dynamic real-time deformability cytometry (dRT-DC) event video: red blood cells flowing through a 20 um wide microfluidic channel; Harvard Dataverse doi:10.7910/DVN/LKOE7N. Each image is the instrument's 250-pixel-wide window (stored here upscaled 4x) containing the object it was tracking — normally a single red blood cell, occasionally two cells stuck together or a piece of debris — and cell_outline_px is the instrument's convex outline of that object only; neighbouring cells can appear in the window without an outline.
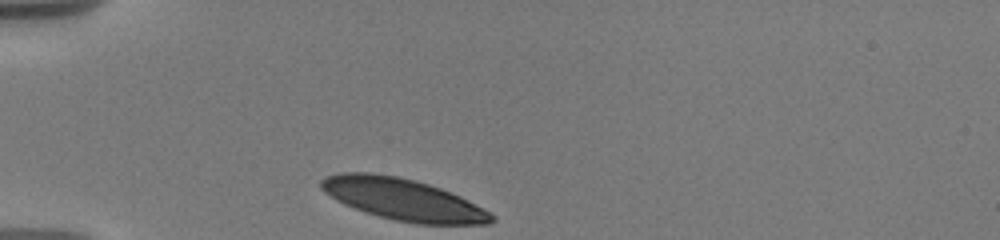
{"species": "human", "species_latin": "Homo sapiens", "temperature_condition": "warm", "stored_images_in_passage": 15, "camera_frame_rate_fps": 3000, "um_per_image_px": 0.085, "donor": {"sex": "male"}, "frame": {"image": 1, "passage_image": 1, "time_ms": 0.0, "image_size_px": [1000, 240], "cell_outline_px": [[496, 220], [488, 224], [416, 224], [396, 220], [380, 216], [344, 204], [336, 200], [324, 192], [320, 188], [320, 180], [324, 176], [340, 172], [372, 172], [396, 176], [416, 180], [440, 188], [460, 196], [484, 208], [496, 216]], "centroid_in_image_um": [34.26, 16.94], "position_along_channel_um": 50.7, "area_um2": 41.44}}
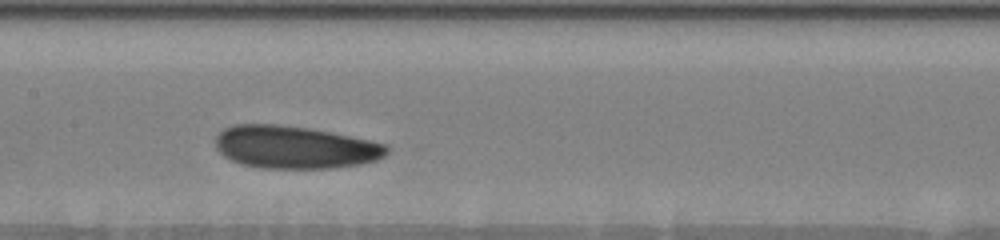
{"frame": {"image": 2, "passage_image": 9, "time_ms": 4.333, "image_size_px": [1000, 240], "cell_outline_px": [[388, 152], [384, 156], [376, 160], [360, 164], [332, 168], [260, 168], [244, 164], [232, 160], [224, 156], [216, 148], [216, 136], [224, 128], [232, 124], [276, 124], [308, 128], [332, 132], [372, 140], [388, 144]], "centroid_in_image_um": [25.08, 12.5], "position_along_channel_um": 182.3, "area_um2": 42.71}}
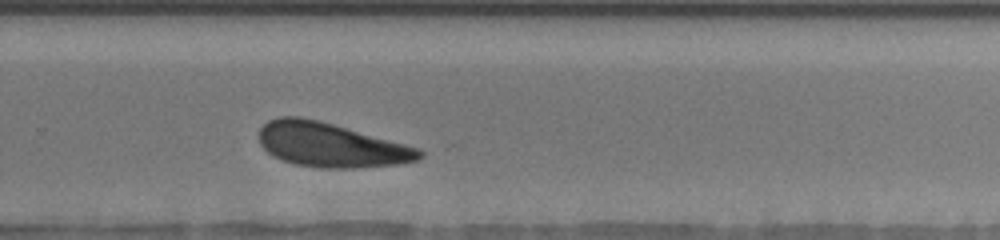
{"frame": {"image": 3, "passage_image": 15, "time_ms": 7.667, "image_size_px": [1000, 240], "cell_outline_px": [[424, 156], [420, 160], [400, 164], [352, 168], [320, 168], [292, 164], [280, 160], [272, 156], [260, 144], [260, 128], [268, 120], [280, 116], [300, 116], [320, 120], [420, 148], [424, 152]], "centroid_in_image_um": [28.13, 12.32], "position_along_channel_um": 301.7, "area_um2": 41.79}}